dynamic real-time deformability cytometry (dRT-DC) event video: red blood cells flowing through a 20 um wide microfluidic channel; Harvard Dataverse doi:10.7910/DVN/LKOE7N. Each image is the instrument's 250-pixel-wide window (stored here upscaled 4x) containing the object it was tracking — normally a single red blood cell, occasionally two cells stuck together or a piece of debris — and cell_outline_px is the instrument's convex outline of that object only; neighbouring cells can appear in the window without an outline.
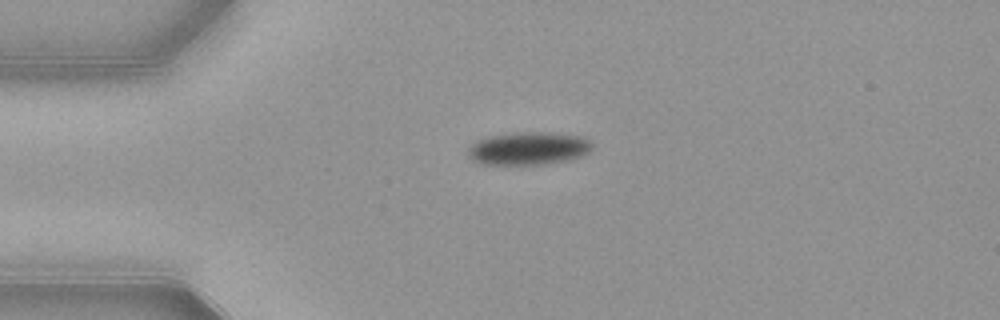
{"species": "common noctule bat (a hibernating species)", "species_latin": "Nyctalus noctula", "temperature_condition": "warm", "stored_images_in_passage": 41, "camera_frame_rate_fps": 3000, "um_per_image_px": 0.085, "animal": {"sex": "female", "body_mass_g": 21.9}, "frame": {"image": 1, "passage_image": 1, "time_ms": 0.0, "image_size_px": [1000, 320], "cell_outline_px": [[592, 148], [588, 152], [580, 156], [568, 160], [544, 164], [480, 164], [472, 160], [468, 156], [468, 148], [476, 140], [488, 136], [516, 132], [552, 132], [584, 136], [592, 140]], "centroid_in_image_um": [44.93, 12.6], "position_along_channel_um": 40.1, "area_um2": 24.1}}
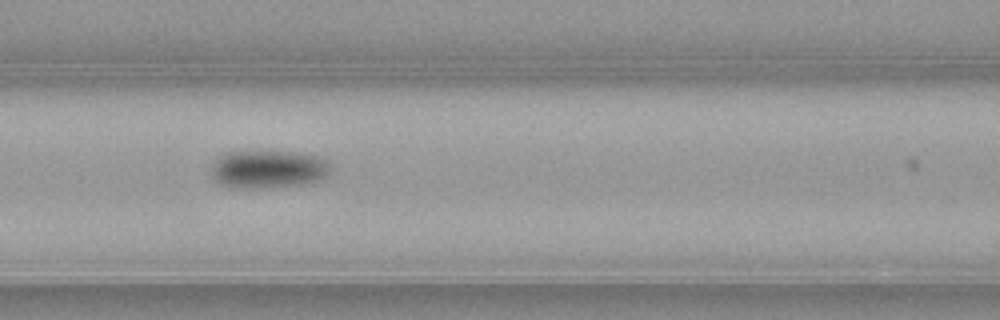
{"frame": {"image": 2, "passage_image": 11, "time_ms": 3.333, "image_size_px": [1000, 320], "cell_outline_px": [[332, 168], [328, 176], [312, 184], [264, 188], [228, 188], [220, 184], [212, 176], [208, 168], [212, 160], [216, 156], [224, 152], [296, 152], [320, 156], [328, 160], [332, 164]], "centroid_in_image_um": [22.8, 14.39], "position_along_channel_um": 143.8, "area_um2": 27.51}}
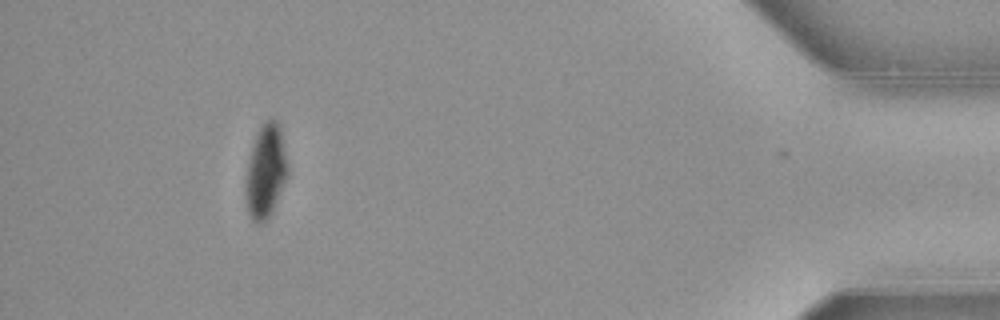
{"frame": {"image": 3, "passage_image": 37, "time_ms": 12.0, "image_size_px": [1000, 320], "cell_outline_px": [[288, 176], [272, 212], [268, 220], [264, 224], [256, 224], [252, 220], [248, 212], [244, 196], [244, 184], [248, 164], [252, 148], [256, 136], [260, 128], [268, 120], [276, 120], [280, 124], [288, 168]], "centroid_in_image_um": [22.58, 14.66], "position_along_channel_um": 412.6, "area_um2": 23.06}, "authors_computed_cell_mechanics": {"area_um2": 24.7962, "velocity_mm_per_s": 3.8771, "shape_relaxation_time_tau1_ms": 4.2155, "shape_relaxation_time_tau2_ms": null, "deformation_change_tau1": 0.1311, "deformation_change_tau2": null}}